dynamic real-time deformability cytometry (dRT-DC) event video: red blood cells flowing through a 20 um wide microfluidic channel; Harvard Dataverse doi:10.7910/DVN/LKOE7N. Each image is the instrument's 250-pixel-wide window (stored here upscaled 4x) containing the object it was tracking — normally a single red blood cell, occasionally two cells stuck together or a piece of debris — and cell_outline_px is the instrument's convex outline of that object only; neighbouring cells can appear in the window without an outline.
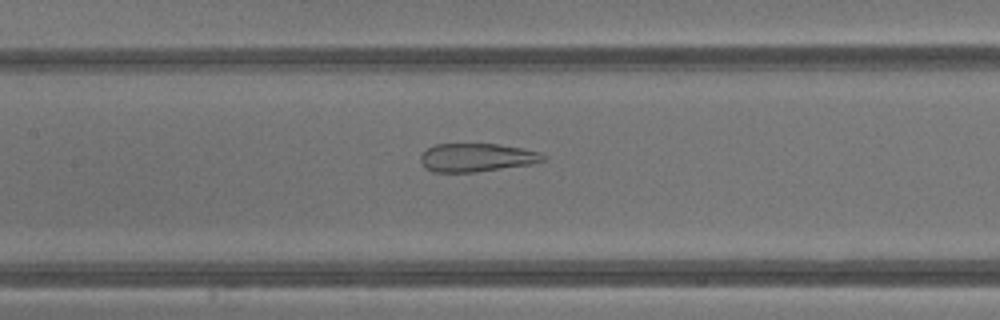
{"species": "common noctule bat (a hibernating species)", "species_latin": "Nyctalus noctula", "temperature_condition": "warm", "stored_images_in_passage": 29, "camera_frame_rate_fps": 3000, "um_per_image_px": 0.085, "animal": {"sex": "male", "body_mass_g": 13.3}, "frame": {"image": 1, "passage_image": 7, "time_ms": 2.0, "image_size_px": [1000, 320], "cell_outline_px": [[548, 160], [532, 164], [476, 172], [432, 172], [424, 168], [420, 160], [420, 156], [428, 148], [436, 144], [500, 144], [524, 148], [540, 152], [548, 156]], "centroid_in_image_um": [40.57, 13.39], "position_along_channel_um": 166.8, "area_um2": 20.58}}
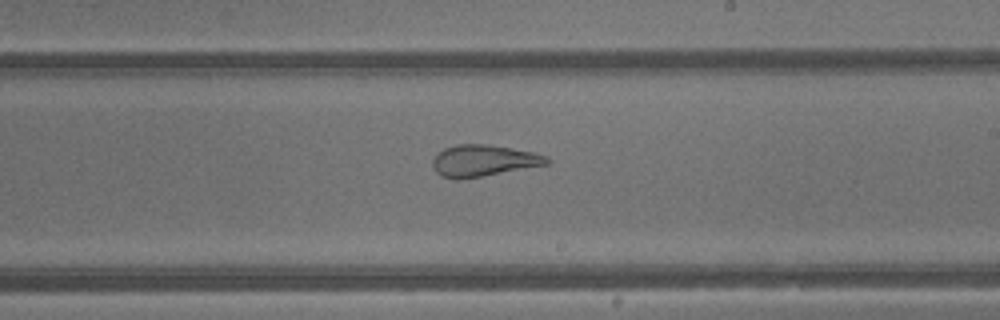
{"frame": {"image": 2, "passage_image": 12, "time_ms": 3.667, "image_size_px": [1000, 320], "cell_outline_px": [[552, 164], [460, 180], [440, 176], [436, 172], [432, 164], [432, 160], [444, 148], [456, 144], [488, 144], [532, 152], [548, 156], [552, 160]], "centroid_in_image_um": [41.14, 13.66], "position_along_channel_um": 247.9, "area_um2": 21.21}}
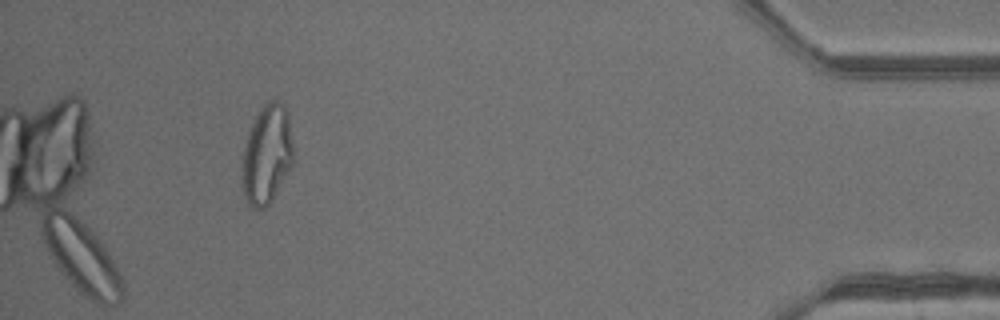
{"frame": {"image": 3, "passage_image": 26, "time_ms": 8.333, "image_size_px": [1000, 320], "cell_outline_px": [[292, 164], [272, 200], [264, 208], [252, 208], [248, 204], [244, 192], [244, 148], [248, 132], [256, 116], [264, 104], [268, 100], [276, 100], [284, 104], [288, 112], [292, 144]], "centroid_in_image_um": [22.71, 13.09], "position_along_channel_um": 412.5, "area_um2": 28.78}}